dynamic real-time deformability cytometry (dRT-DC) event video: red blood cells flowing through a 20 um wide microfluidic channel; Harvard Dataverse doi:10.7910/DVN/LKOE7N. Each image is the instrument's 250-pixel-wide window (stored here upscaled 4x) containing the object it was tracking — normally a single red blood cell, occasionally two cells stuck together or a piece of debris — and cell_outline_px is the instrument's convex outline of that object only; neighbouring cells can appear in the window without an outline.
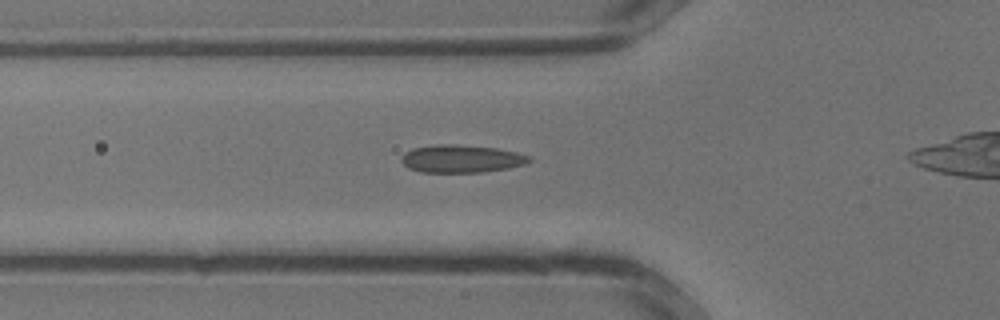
{"species": "common noctule bat (a hibernating species)", "species_latin": "Nyctalus noctula", "temperature_condition": "warm", "stored_images_in_passage": 25, "camera_frame_rate_fps": 3000, "um_per_image_px": 0.085, "animal": {"sex": "male", "body_mass_g": 13.3}, "frame": {"image": 1, "passage_image": 7, "time_ms": 2.0, "image_size_px": [1000, 320], "cell_outline_px": [[532, 160], [524, 164], [508, 168], [484, 172], [420, 172], [408, 168], [400, 160], [400, 156], [404, 152], [412, 148], [436, 144], [452, 144], [496, 148], [516, 152], [532, 156]], "centroid_in_image_um": [39.19, 13.49], "position_along_channel_um": 86.6, "area_um2": 20.81}}
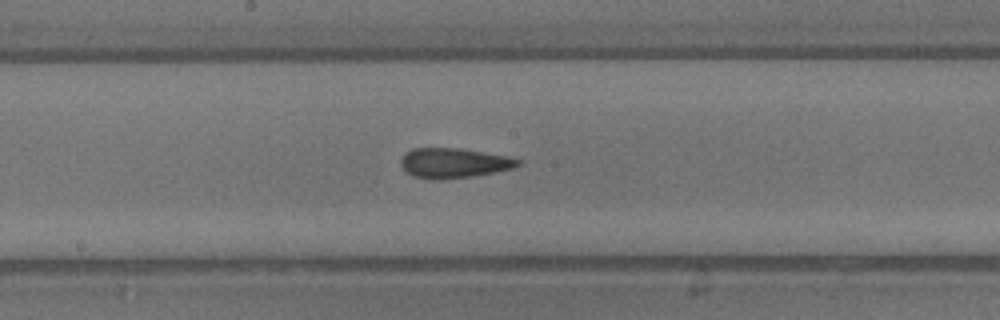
{"frame": {"image": 2, "passage_image": 13, "time_ms": 4.0, "image_size_px": [1000, 320], "cell_outline_px": [[520, 164], [512, 168], [496, 172], [472, 176], [444, 180], [432, 180], [412, 176], [400, 164], [400, 160], [404, 152], [412, 148], [460, 148], [508, 156], [520, 160]], "centroid_in_image_um": [38.54, 13.86], "position_along_channel_um": 209.7, "area_um2": 20.58}}
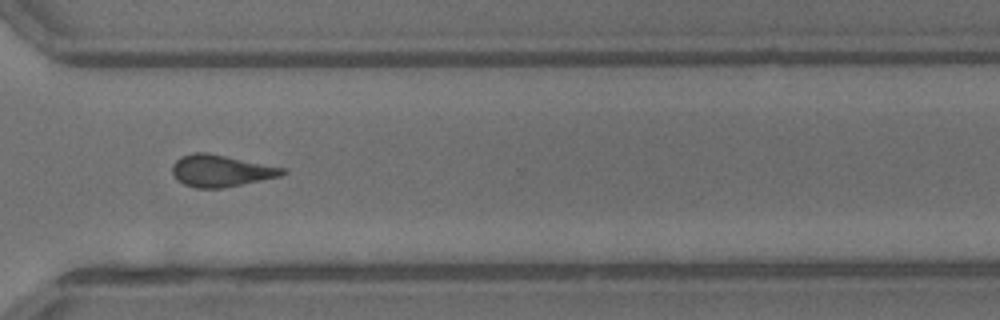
{"frame": {"image": 3, "passage_image": 20, "time_ms": 6.333, "image_size_px": [1000, 320], "cell_outline_px": [[288, 172], [280, 176], [220, 188], [196, 188], [184, 184], [176, 180], [172, 172], [172, 164], [180, 156], [192, 152], [208, 152], [288, 168]], "centroid_in_image_um": [18.77, 14.49], "position_along_channel_um": 351.8, "area_um2": 20.63}}